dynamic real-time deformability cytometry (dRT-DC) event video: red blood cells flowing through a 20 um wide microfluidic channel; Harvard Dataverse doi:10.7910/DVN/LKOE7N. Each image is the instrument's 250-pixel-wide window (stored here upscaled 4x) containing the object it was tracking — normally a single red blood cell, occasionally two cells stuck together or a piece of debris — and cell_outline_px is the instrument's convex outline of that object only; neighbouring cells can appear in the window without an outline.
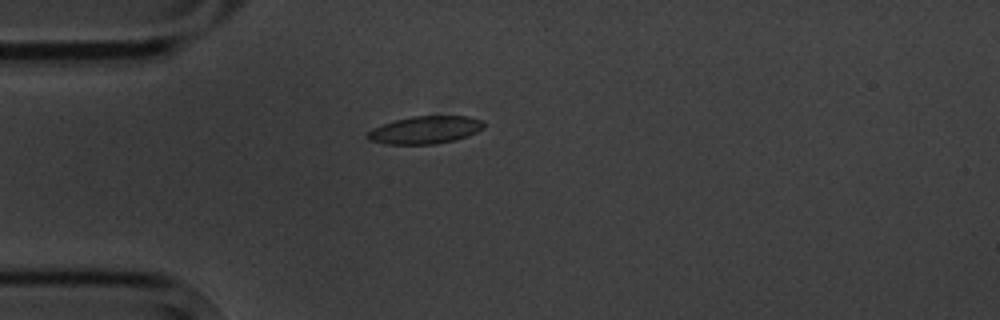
{"species": "common noctule bat (a hibernating species)", "species_latin": "Nyctalus noctula", "temperature_condition": "cold", "stored_images_in_passage": 3, "camera_frame_rate_fps": 3000, "um_per_image_px": 0.085, "animal": {"sex": "male", "body_mass_g": 20.1, "forearm_length_mm": 53.5}, "frame": {"image": 1, "passage_image": 3, "time_ms": 3.0, "image_size_px": [1000, 320], "cell_outline_px": [[484, 128], [468, 136], [456, 140], [436, 144], [384, 144], [368, 140], [364, 136], [372, 128], [396, 120], [412, 116], [468, 116], [484, 120]], "centroid_in_image_um": [36.15, 11.05], "position_along_channel_um": 48.9, "area_um2": 18.9}}